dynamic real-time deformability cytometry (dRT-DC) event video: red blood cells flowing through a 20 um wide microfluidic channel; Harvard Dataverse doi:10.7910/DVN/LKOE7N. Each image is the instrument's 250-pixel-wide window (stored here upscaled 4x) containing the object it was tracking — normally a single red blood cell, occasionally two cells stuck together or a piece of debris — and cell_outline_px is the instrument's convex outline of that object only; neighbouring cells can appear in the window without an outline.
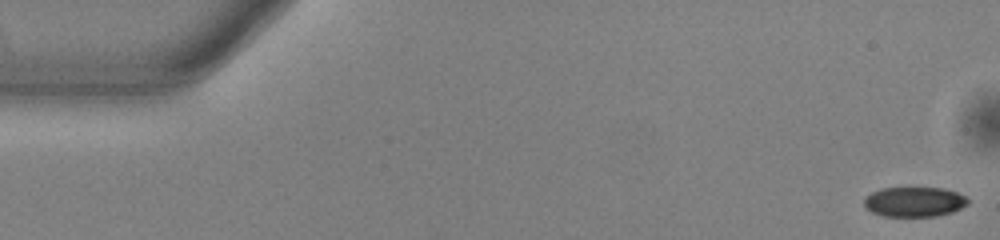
{"species": "common noctule bat (a hibernating species)", "species_latin": "Nyctalus noctula", "temperature_condition": "warm", "stored_images_in_passage": 53, "camera_frame_rate_fps": 3000, "um_per_image_px": 0.085, "animal": {"sex": "male", "body_mass_g": 13.0, "forearm_length_mm": 53.1}, "frame": {"image": 1, "passage_image": 1, "time_ms": 0.0, "image_size_px": [1000, 240], "cell_outline_px": [[968, 204], [952, 212], [936, 216], [884, 216], [872, 212], [864, 204], [864, 200], [872, 192], [880, 188], [944, 188], [956, 192], [964, 196], [968, 200]], "centroid_in_image_um": [77.72, 17.15], "position_along_channel_um": 7.3, "area_um2": 17.86}}
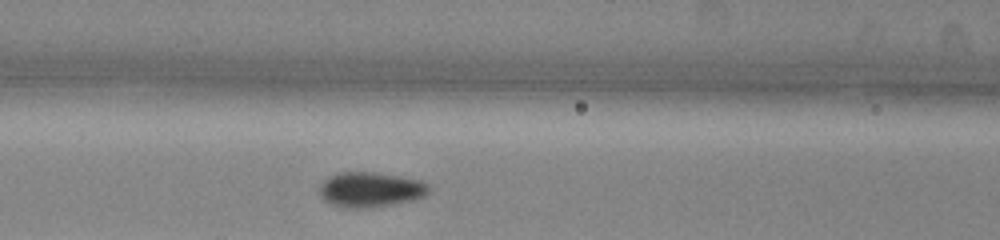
{"frame": {"image": 2, "passage_image": 22, "time_ms": 7.0, "image_size_px": [1000, 240], "cell_outline_px": [[428, 192], [424, 196], [412, 200], [368, 208], [348, 208], [332, 204], [324, 200], [320, 196], [320, 184], [328, 176], [336, 172], [372, 172], [420, 180], [428, 184]], "centroid_in_image_um": [31.44, 16.11], "position_along_channel_um": 135.2, "area_um2": 22.14}}
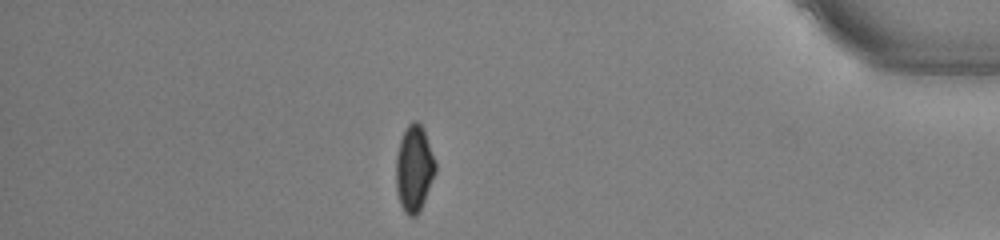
{"frame": {"image": 3, "passage_image": 46, "time_ms": 15.0, "image_size_px": [1000, 240], "cell_outline_px": [[436, 172], [420, 212], [416, 216], [408, 216], [404, 212], [400, 204], [396, 192], [396, 156], [400, 140], [408, 124], [412, 120], [416, 120], [420, 124], [424, 132], [436, 164]], "centroid_in_image_um": [35.19, 14.38], "position_along_channel_um": 400.0, "area_um2": 19.83}, "authors_computed_cell_mechanics": {"area_um2": 20.4612, "velocity_mm_per_s": 3.8463, "shape_relaxation_time_tau1_ms": 3.5214, "shape_relaxation_time_tau2_ms": null, "deformation_change_tau1": 0.0837, "deformation_change_tau2": null}}